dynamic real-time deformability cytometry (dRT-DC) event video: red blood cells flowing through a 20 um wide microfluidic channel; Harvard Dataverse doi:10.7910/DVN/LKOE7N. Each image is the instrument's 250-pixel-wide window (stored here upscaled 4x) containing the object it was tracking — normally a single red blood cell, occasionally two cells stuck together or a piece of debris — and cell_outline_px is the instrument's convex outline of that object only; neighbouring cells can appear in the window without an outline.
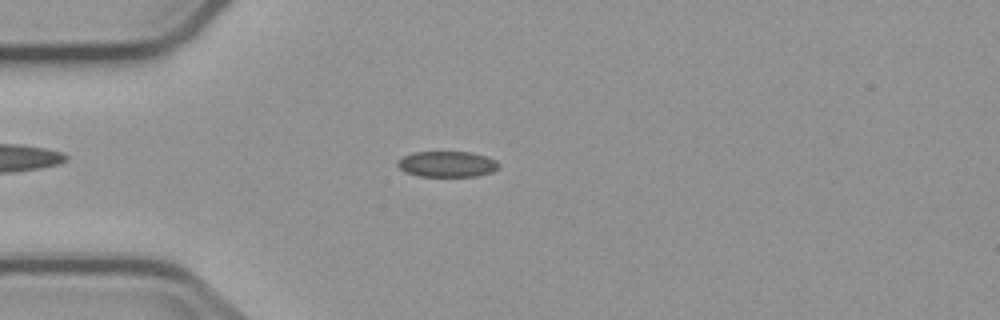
{"species": "common noctule bat (a hibernating species)", "species_latin": "Nyctalus noctula", "temperature_condition": "cold", "stored_images_in_passage": 4, "camera_frame_rate_fps": 3000, "um_per_image_px": 0.085, "animal": {"sex": "male", "body_mass_g": 23.1, "forearm_length_mm": 52.7}, "frame": {"image": 1, "passage_image": 3, "time_ms": 3.0, "image_size_px": [1000, 320], "cell_outline_px": [[500, 168], [492, 172], [476, 176], [416, 176], [404, 172], [396, 164], [404, 156], [412, 152], [472, 152], [496, 160], [500, 164]], "centroid_in_image_um": [38.02, 13.95], "position_along_channel_um": 47.0, "area_um2": 15.26}}